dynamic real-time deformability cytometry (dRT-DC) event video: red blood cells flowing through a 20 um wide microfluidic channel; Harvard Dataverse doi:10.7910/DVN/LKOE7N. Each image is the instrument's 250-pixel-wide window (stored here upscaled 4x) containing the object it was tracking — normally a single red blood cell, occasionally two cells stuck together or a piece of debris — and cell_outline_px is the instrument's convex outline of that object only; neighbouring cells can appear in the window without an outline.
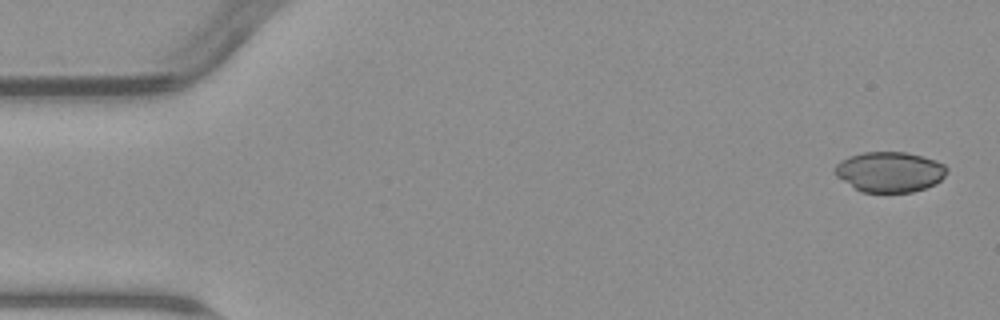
{"species": "common noctule bat (a hibernating species)", "species_latin": "Nyctalus noctula", "temperature_condition": "warm", "stored_images_in_passage": 5, "camera_frame_rate_fps": 3000, "um_per_image_px": 0.085, "animal": {"sex": "male", "body_mass_g": 23.1, "forearm_length_mm": 52.7}, "frame": {"image": 1, "passage_image": 1, "time_ms": 0.0, "image_size_px": [1000, 320], "cell_outline_px": [[948, 172], [936, 184], [912, 192], [860, 192], [836, 176], [832, 172], [836, 164], [840, 160], [848, 156], [864, 152], [904, 152], [936, 160], [944, 164], [948, 168]], "centroid_in_image_um": [75.6, 14.61], "position_along_channel_um": 9.4, "area_um2": 26.47}}
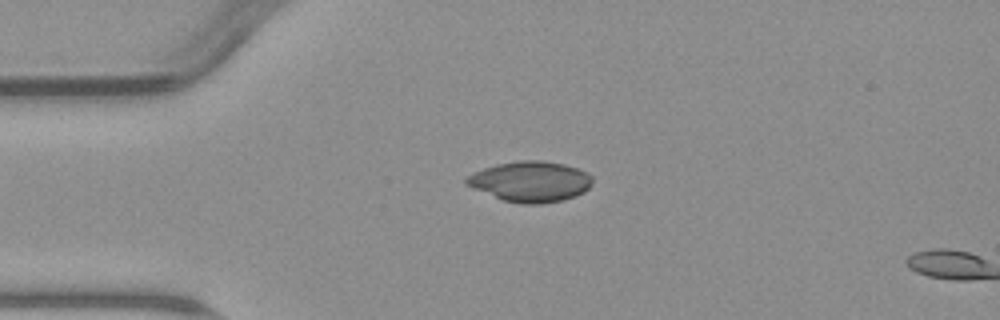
{"frame": {"image": 2, "passage_image": 4, "time_ms": 3.667, "image_size_px": [1000, 320], "cell_outline_px": [[592, 184], [584, 192], [560, 200], [540, 204], [520, 204], [504, 200], [464, 184], [464, 180], [472, 172], [496, 164], [520, 160], [540, 160], [564, 164], [588, 172], [592, 176]], "centroid_in_image_um": [45.08, 15.42], "position_along_channel_um": 39.9, "area_um2": 29.59}}